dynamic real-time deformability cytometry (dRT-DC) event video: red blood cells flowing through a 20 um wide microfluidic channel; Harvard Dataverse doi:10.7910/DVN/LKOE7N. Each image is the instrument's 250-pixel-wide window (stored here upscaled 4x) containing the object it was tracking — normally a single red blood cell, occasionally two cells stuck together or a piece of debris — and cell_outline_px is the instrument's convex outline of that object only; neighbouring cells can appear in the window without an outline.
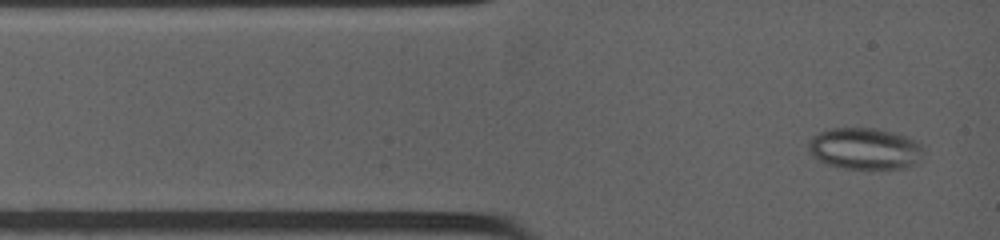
{"species": "common noctule bat (a hibernating species)", "species_latin": "Nyctalus noctula", "temperature_condition": "warm", "stored_images_in_passage": 8, "camera_frame_rate_fps": 4500, "um_per_image_px": 0.085, "animal": {"sex": "female", "body_mass_g": 19.0, "forearm_length_mm": 53.3}, "frame": {"image": 1, "passage_image": 1, "time_ms": 0.0, "image_size_px": [1000, 240], "cell_outline_px": [[920, 148], [908, 164], [904, 168], [844, 168], [828, 164], [820, 160], [808, 148], [808, 140], [816, 132], [832, 128], [868, 128], [888, 132], [904, 136], [920, 144]], "centroid_in_image_um": [73.33, 12.6], "position_along_channel_um": 11.7, "area_um2": 26.41}}
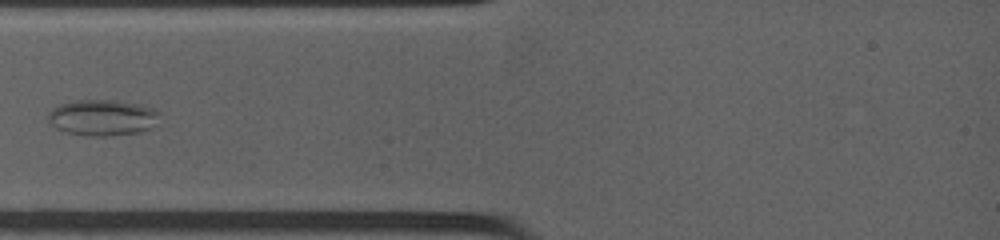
{"frame": {"image": 2, "passage_image": 5, "time_ms": 2.444, "image_size_px": [1000, 240], "cell_outline_px": [[160, 112], [148, 128], [140, 132], [108, 136], [88, 136], [64, 132], [56, 128], [48, 120], [48, 116], [52, 108], [60, 104], [76, 100], [116, 100], [140, 104], [152, 108]], "centroid_in_image_um": [8.65, 9.99], "position_along_channel_um": 76.3, "area_um2": 23.18}}
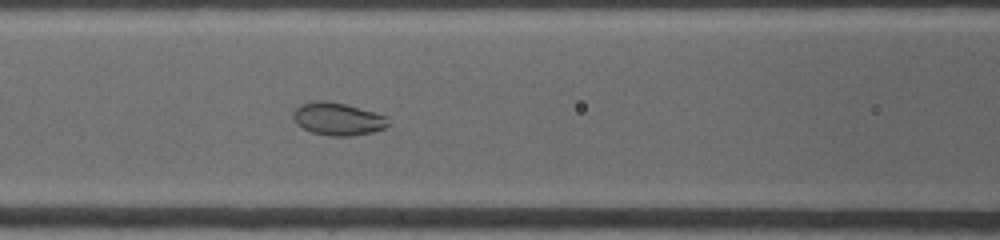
{"frame": {"image": 3, "passage_image": 8, "time_ms": 4.0, "image_size_px": [1000, 240], "cell_outline_px": [[388, 124], [384, 128], [372, 132], [352, 136], [332, 136], [312, 132], [296, 124], [292, 116], [296, 108], [300, 104], [320, 100], [344, 104], [372, 112], [384, 116]], "centroid_in_image_um": [28.66, 10.12], "position_along_channel_um": 137.9, "area_um2": 17.63}}